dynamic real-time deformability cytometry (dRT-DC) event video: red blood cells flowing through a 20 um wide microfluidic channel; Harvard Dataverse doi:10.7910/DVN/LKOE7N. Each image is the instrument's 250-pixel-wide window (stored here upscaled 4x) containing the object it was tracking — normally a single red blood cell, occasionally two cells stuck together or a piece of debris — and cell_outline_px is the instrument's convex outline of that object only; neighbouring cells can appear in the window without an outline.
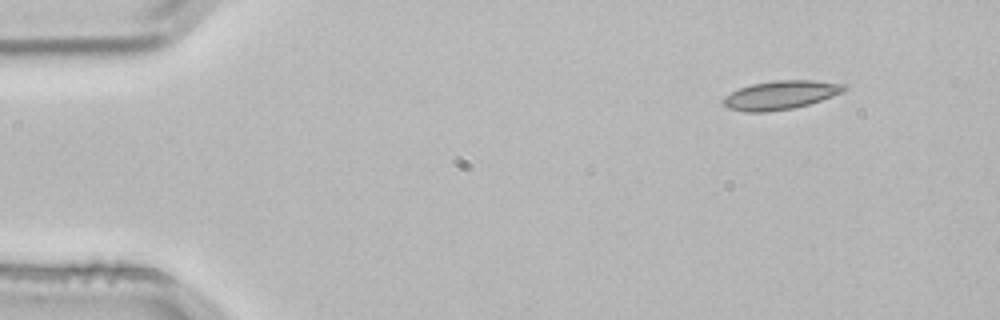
{"species": "common noctule bat (a hibernating species)", "species_latin": "Nyctalus noctula", "temperature_condition": "room temperature", "stored_images_in_passage": 3, "segment_of_instrument_passage": [2, 2], "camera_frame_rate_fps": 3000, "um_per_image_px": 0.085, "animal": {"sex": "male", "body_mass_g": 21.5, "forearm_length_mm": 52.0}, "frame": {"image": 1, "passage_image": 3, "time_ms": 0.667, "image_size_px": [1000, 320], "cell_outline_px": [[848, 88], [844, 92], [808, 104], [792, 108], [764, 112], [744, 112], [728, 108], [720, 100], [724, 96], [740, 88], [752, 84], [776, 80], [812, 80], [848, 84]], "centroid_in_image_um": [66.36, 8.07], "position_along_channel_um": 18.6, "area_um2": 20.23}}